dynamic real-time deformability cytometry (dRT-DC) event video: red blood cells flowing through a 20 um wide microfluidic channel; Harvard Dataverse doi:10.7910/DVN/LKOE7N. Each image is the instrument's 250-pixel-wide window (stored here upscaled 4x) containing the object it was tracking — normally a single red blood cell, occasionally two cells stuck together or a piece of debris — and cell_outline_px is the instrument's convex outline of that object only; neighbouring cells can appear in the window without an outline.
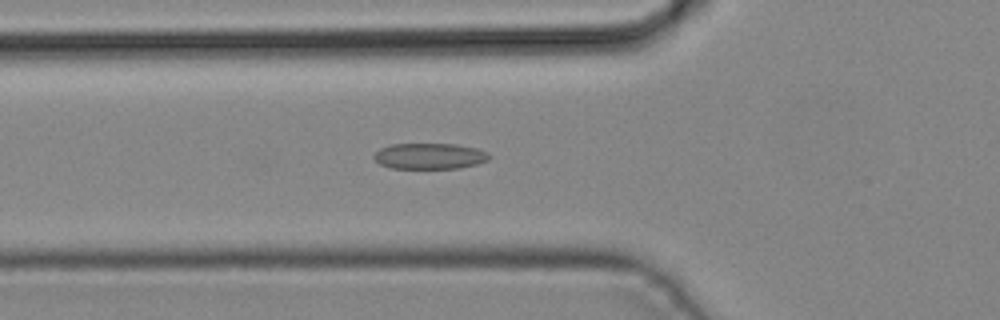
{"species": "common noctule bat (a hibernating species)", "species_latin": "Nyctalus noctula", "temperature_condition": "cold", "stored_images_in_passage": 44, "camera_frame_rate_fps": 3000, "um_per_image_px": 0.085, "animal": {"sex": "male", "body_mass_g": 19.2, "forearm_length_mm": 51.8}, "frame": {"image": 1, "passage_image": 16, "time_ms": 5.0, "image_size_px": [1000, 320], "cell_outline_px": [[492, 156], [488, 160], [476, 164], [460, 168], [392, 168], [380, 164], [372, 156], [380, 148], [392, 144], [456, 144], [476, 148], [488, 152]], "centroid_in_image_um": [36.54, 13.26], "position_along_channel_um": 89.3, "area_um2": 17.4}}
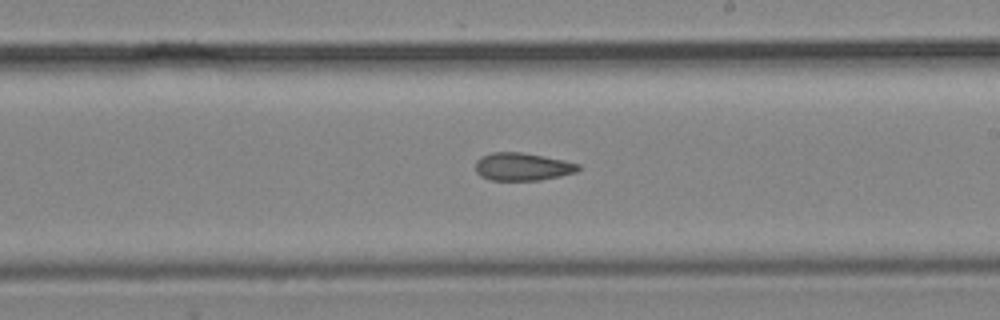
{"frame": {"image": 2, "passage_image": 26, "time_ms": 8.333, "image_size_px": [1000, 320], "cell_outline_px": [[580, 168], [576, 172], [560, 176], [540, 180], [492, 180], [480, 176], [476, 172], [476, 160], [480, 156], [492, 152], [520, 152], [564, 160], [580, 164]], "centroid_in_image_um": [44.39, 14.17], "position_along_channel_um": 244.6, "area_um2": 16.65}}
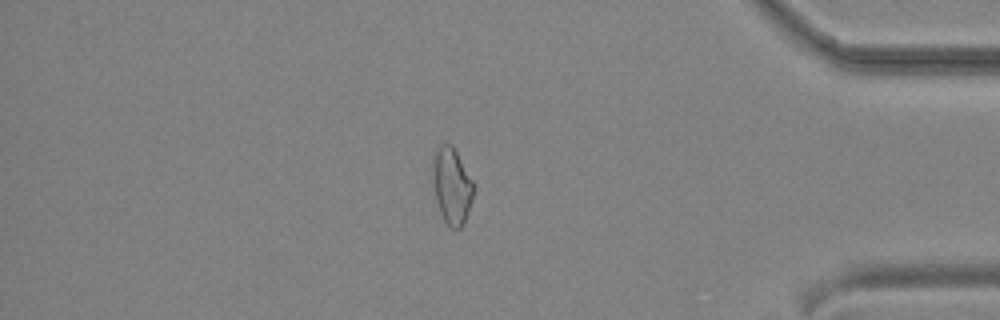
{"frame": {"image": 3, "passage_image": 38, "time_ms": 12.333, "image_size_px": [1000, 320], "cell_outline_px": [[476, 188], [468, 212], [460, 228], [452, 228], [444, 220], [440, 212], [436, 200], [432, 184], [432, 160], [436, 144], [452, 144], [472, 180]], "centroid_in_image_um": [38.38, 15.74], "position_along_channel_um": 396.8, "area_um2": 18.38}}